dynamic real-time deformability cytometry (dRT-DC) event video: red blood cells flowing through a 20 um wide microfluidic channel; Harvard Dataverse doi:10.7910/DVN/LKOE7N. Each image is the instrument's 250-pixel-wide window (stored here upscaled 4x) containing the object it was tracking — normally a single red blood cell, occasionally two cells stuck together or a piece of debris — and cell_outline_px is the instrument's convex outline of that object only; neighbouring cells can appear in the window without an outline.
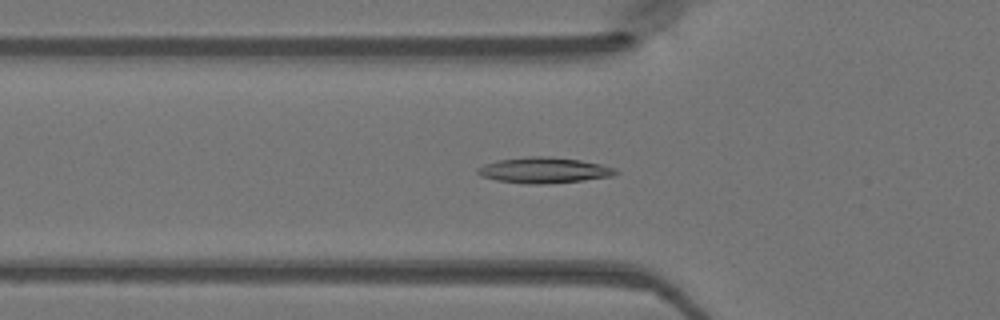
{"species": "Egyptian fruit bat (a non-hibernating species)", "species_latin": "Rousettus aegyptiacus", "temperature_condition": "warm", "stored_images_in_passage": 49, "camera_frame_rate_fps": 3000, "um_per_image_px": 0.085, "animal": {"sex": "female"}, "frame": {"image": 1, "passage_image": 17, "time_ms": 5.333, "image_size_px": [1000, 320], "cell_outline_px": [[620, 172], [612, 176], [584, 180], [540, 184], [528, 184], [496, 180], [480, 176], [476, 172], [476, 168], [484, 164], [496, 160], [528, 156], [548, 156], [580, 160], [600, 164], [616, 168]], "centroid_in_image_um": [46.21, 14.46], "position_along_channel_um": 79.6, "area_um2": 20.81}}
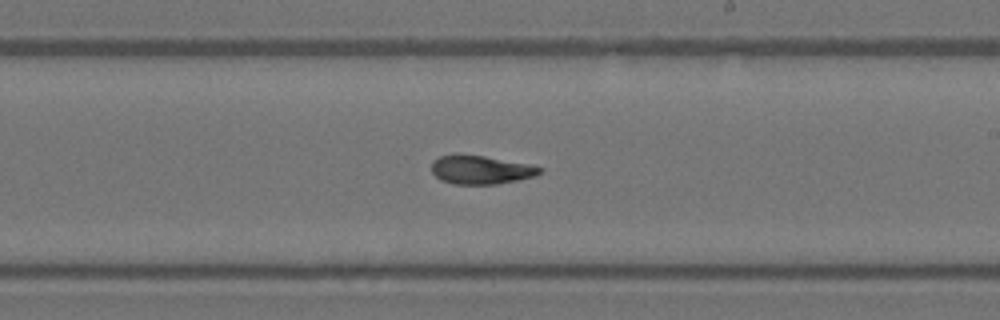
{"frame": {"image": 2, "passage_image": 29, "time_ms": 9.333, "image_size_px": [1000, 320], "cell_outline_px": [[544, 172], [536, 176], [496, 184], [456, 184], [440, 180], [432, 172], [432, 160], [440, 156], [456, 152], [484, 156], [528, 164], [544, 168]], "centroid_in_image_um": [40.85, 14.41], "position_along_channel_um": 248.2, "area_um2": 18.32}}
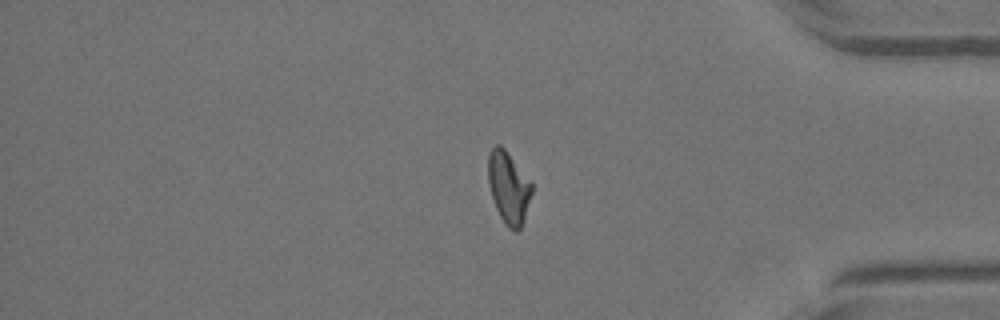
{"frame": {"image": 3, "passage_image": 41, "time_ms": 13.333, "image_size_px": [1000, 320], "cell_outline_px": [[532, 192], [524, 220], [520, 228], [516, 232], [508, 228], [504, 224], [496, 208], [492, 196], [488, 180], [488, 152], [496, 144], [500, 144], [504, 148], [532, 184]], "centroid_in_image_um": [43.21, 15.95], "position_along_channel_um": 392.0, "area_um2": 18.09}}